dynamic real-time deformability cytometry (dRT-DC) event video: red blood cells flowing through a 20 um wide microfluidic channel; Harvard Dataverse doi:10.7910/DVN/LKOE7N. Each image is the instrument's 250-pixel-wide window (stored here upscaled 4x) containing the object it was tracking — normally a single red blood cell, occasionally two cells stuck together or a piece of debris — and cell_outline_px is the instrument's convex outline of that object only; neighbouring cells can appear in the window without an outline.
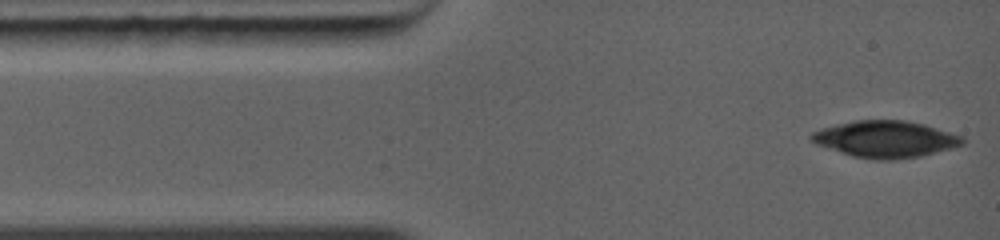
{"species": "common noctule bat (a hibernating species)", "species_latin": "Nyctalus noctula", "temperature_condition": "warm", "stored_images_in_passage": 4, "camera_frame_rate_fps": 5000, "um_per_image_px": 0.085, "animal": {"sex": "female", "body_mass_g": 19.0, "forearm_length_mm": 56.7}, "frame": {"image": 1, "passage_image": 1, "time_ms": 0.0, "image_size_px": [1000, 240], "cell_outline_px": [[964, 144], [952, 148], [920, 156], [884, 160], [876, 160], [852, 156], [816, 144], [808, 136], [812, 132], [820, 128], [852, 120], [904, 120], [924, 124], [964, 136]], "centroid_in_image_um": [75.25, 11.81], "position_along_channel_um": 9.7, "area_um2": 32.31}}
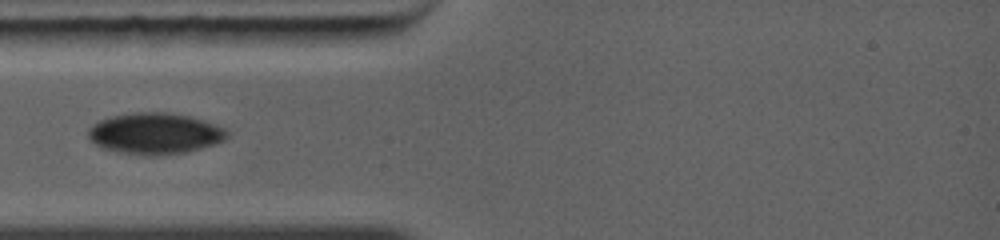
{"frame": {"image": 2, "passage_image": 4, "time_ms": 2.8, "image_size_px": [1000, 240], "cell_outline_px": [[228, 136], [224, 140], [200, 148], [184, 152], [156, 156], [148, 156], [116, 152], [104, 148], [96, 144], [88, 136], [88, 128], [92, 124], [100, 120], [112, 116], [136, 112], [164, 112], [192, 116], [204, 120], [224, 128], [228, 132]], "centroid_in_image_um": [13.15, 11.34], "position_along_channel_um": 71.8, "area_um2": 33.29}}